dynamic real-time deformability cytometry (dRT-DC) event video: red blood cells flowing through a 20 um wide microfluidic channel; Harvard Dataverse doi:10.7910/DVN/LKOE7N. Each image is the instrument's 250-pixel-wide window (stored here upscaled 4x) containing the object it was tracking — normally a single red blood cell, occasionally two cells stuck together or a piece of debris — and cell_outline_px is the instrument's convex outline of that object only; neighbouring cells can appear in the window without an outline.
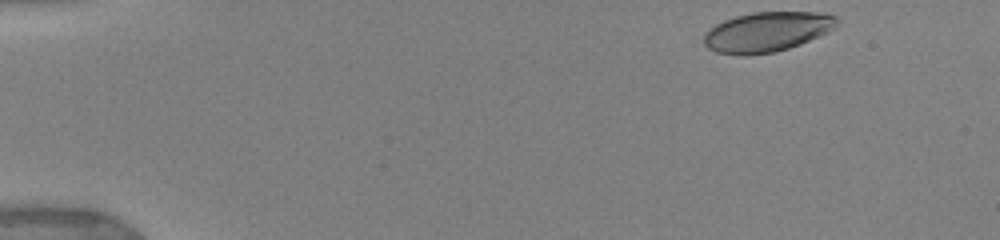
{"species": "human", "species_latin": "Homo sapiens", "temperature_condition": "warm", "stored_images_in_passage": 31, "camera_frame_rate_fps": 3000, "um_per_image_px": 0.085, "donor": {"sex": "female"}, "frame": {"image": 1, "passage_image": 1, "time_ms": 0.0, "image_size_px": [1000, 240], "cell_outline_px": [[840, 24], [836, 28], [820, 36], [800, 44], [788, 48], [772, 52], [748, 56], [744, 56], [716, 52], [708, 48], [704, 44], [704, 32], [716, 24], [724, 20], [736, 16], [752, 12], [824, 12], [836, 16], [840, 20]], "centroid_in_image_um": [65.23, 2.7], "position_along_channel_um": 19.8, "area_um2": 31.27}}
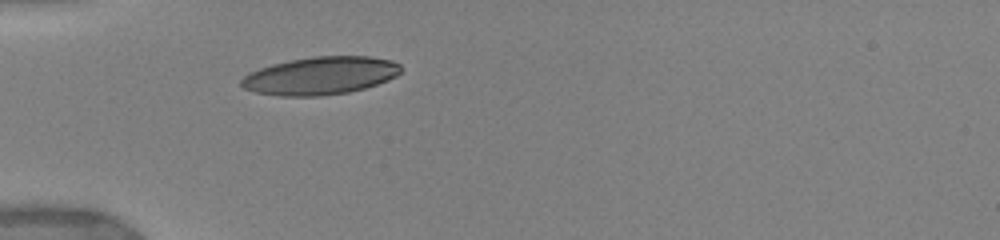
{"frame": {"image": 2, "passage_image": 15, "time_ms": 3.667, "image_size_px": [1000, 240], "cell_outline_px": [[400, 72], [396, 76], [388, 80], [364, 88], [348, 92], [320, 96], [280, 96], [256, 92], [244, 88], [240, 84], [240, 80], [248, 72], [272, 64], [312, 56], [368, 56], [392, 60], [400, 64]], "centroid_in_image_um": [27.22, 6.43], "position_along_channel_um": 57.8, "area_um2": 35.14}}